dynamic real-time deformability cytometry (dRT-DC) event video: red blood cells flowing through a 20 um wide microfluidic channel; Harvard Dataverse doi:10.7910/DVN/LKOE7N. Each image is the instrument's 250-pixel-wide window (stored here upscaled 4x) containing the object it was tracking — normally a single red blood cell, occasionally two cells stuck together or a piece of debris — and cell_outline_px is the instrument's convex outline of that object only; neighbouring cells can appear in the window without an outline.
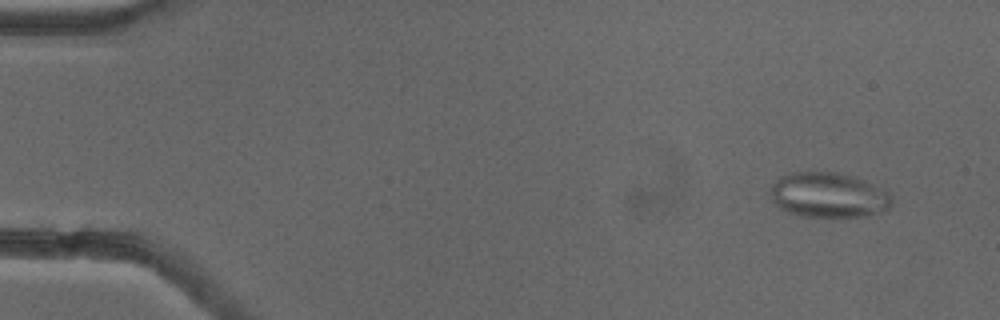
{"species": "common noctule bat (a hibernating species)", "species_latin": "Nyctalus noctula", "temperature_condition": "cold", "stored_images_in_passage": 23, "camera_frame_rate_fps": 3000, "um_per_image_px": 0.085, "animal": {"sex": "female"}, "frame": {"image": 1, "passage_image": 4, "time_ms": 1.0, "image_size_px": [1000, 320], "cell_outline_px": [[892, 204], [888, 208], [864, 216], [800, 216], [788, 212], [780, 208], [772, 200], [772, 184], [780, 176], [792, 172], [836, 172], [856, 176], [892, 192]], "centroid_in_image_um": [70.45, 16.56], "position_along_channel_um": 14.5, "area_um2": 31.91}}